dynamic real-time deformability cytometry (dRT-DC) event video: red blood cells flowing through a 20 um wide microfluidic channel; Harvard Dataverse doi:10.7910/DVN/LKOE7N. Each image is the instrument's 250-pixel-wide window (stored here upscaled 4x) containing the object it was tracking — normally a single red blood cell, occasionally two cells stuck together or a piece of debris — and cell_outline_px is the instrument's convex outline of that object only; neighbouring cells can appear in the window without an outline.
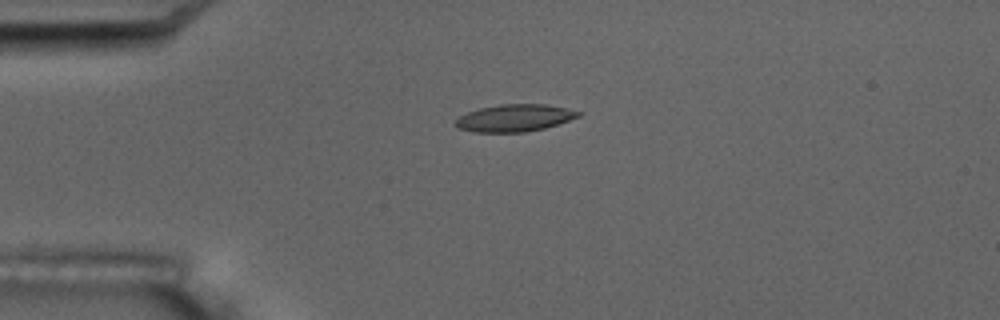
{"species": "common noctule bat (a hibernating species)", "species_latin": "Nyctalus noctula", "temperature_condition": "room temperature", "stored_images_in_passage": 7, "camera_frame_rate_fps": 3000, "um_per_image_px": 0.085, "animal": {"sex": "male", "body_mass_g": 17.5, "forearm_length_mm": 52.3}, "frame": {"image": 1, "passage_image": 5, "time_ms": 4.667, "image_size_px": [1000, 320], "cell_outline_px": [[580, 116], [544, 128], [524, 132], [472, 132], [456, 128], [452, 124], [460, 116], [468, 112], [480, 108], [500, 104], [544, 104], [564, 108], [580, 112]], "centroid_in_image_um": [43.66, 10.03], "position_along_channel_um": 41.3, "area_um2": 19.31}}